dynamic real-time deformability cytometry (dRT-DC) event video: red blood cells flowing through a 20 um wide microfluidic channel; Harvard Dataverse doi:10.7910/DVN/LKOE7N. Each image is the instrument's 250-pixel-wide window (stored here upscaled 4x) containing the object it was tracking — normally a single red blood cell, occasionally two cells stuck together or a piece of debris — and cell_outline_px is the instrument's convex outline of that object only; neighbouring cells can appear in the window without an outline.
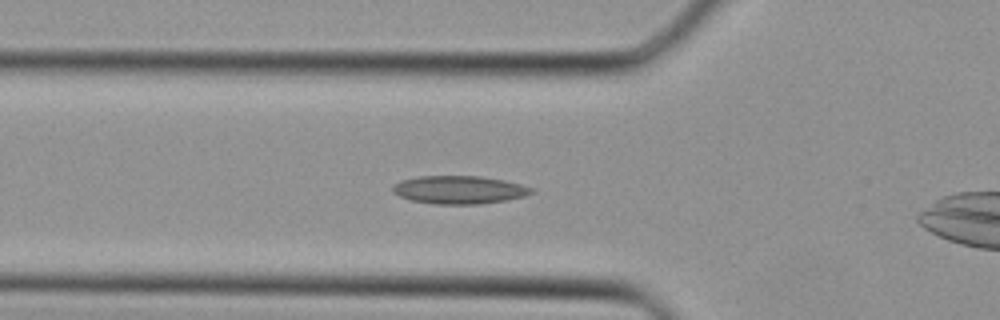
{"species": "Egyptian fruit bat (a non-hibernating species)", "species_latin": "Rousettus aegyptiacus", "temperature_condition": "cold", "stored_images_in_passage": 30, "camera_frame_rate_fps": 3000, "um_per_image_px": 0.085, "animal": {"sex": "female"}, "frame": {"image": 1, "passage_image": 8, "time_ms": 2.333, "image_size_px": [1000, 320], "cell_outline_px": [[536, 192], [524, 196], [504, 200], [480, 204], [436, 204], [412, 200], [400, 196], [392, 192], [392, 188], [400, 180], [420, 176], [480, 176], [504, 180], [520, 184], [532, 188]], "centroid_in_image_um": [39.04, 16.13], "position_along_channel_um": 86.8, "area_um2": 22.54}}
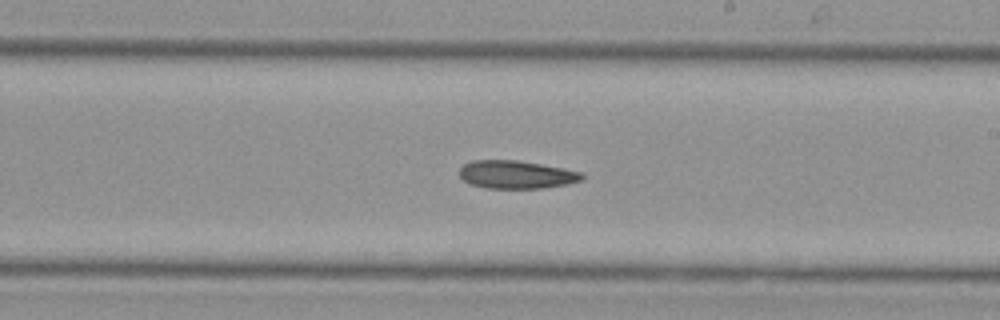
{"frame": {"image": 2, "passage_image": 17, "time_ms": 5.333, "image_size_px": [1000, 320], "cell_outline_px": [[584, 180], [568, 184], [540, 188], [488, 188], [472, 184], [464, 180], [460, 176], [460, 168], [464, 164], [472, 160], [516, 160], [540, 164], [584, 172]], "centroid_in_image_um": [43.93, 14.83], "position_along_channel_um": 245.1, "area_um2": 19.94}}
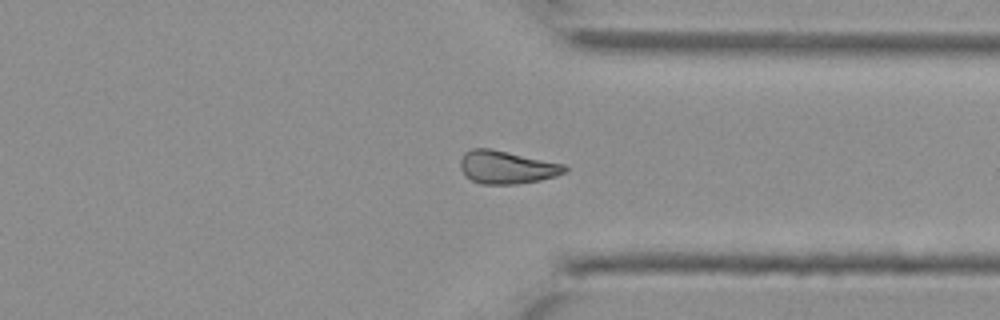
{"frame": {"image": 3, "passage_image": 24, "time_ms": 7.667, "image_size_px": [1000, 320], "cell_outline_px": [[568, 172], [556, 176], [540, 180], [516, 184], [480, 184], [464, 176], [460, 168], [460, 160], [464, 152], [472, 148], [492, 148], [564, 164], [568, 168]], "centroid_in_image_um": [43.06, 14.21], "position_along_channel_um": 368.3, "area_um2": 20.35}}